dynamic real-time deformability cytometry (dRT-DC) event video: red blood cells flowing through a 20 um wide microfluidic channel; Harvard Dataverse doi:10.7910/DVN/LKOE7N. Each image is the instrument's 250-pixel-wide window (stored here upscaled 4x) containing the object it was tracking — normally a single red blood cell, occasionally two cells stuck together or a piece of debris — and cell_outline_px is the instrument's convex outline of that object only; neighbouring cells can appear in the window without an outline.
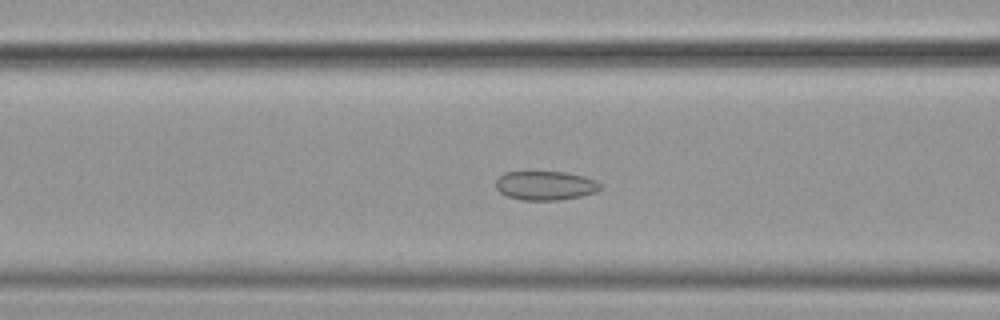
{"species": "common noctule bat (a hibernating species)", "species_latin": "Nyctalus noctula", "temperature_condition": "cold", "stored_images_in_passage": 57, "camera_frame_rate_fps": 3000, "um_per_image_px": 0.085, "animal": {"sex": "female", "body_mass_g": 19.9}, "frame": {"image": 1, "passage_image": 24, "time_ms": 7.667, "image_size_px": [1000, 320], "cell_outline_px": [[600, 188], [596, 192], [580, 196], [556, 200], [520, 200], [508, 196], [500, 192], [496, 188], [496, 180], [504, 172], [564, 172], [584, 176], [596, 180], [600, 184]], "centroid_in_image_um": [46.34, 15.77], "position_along_channel_um": 120.3, "area_um2": 17.57}}
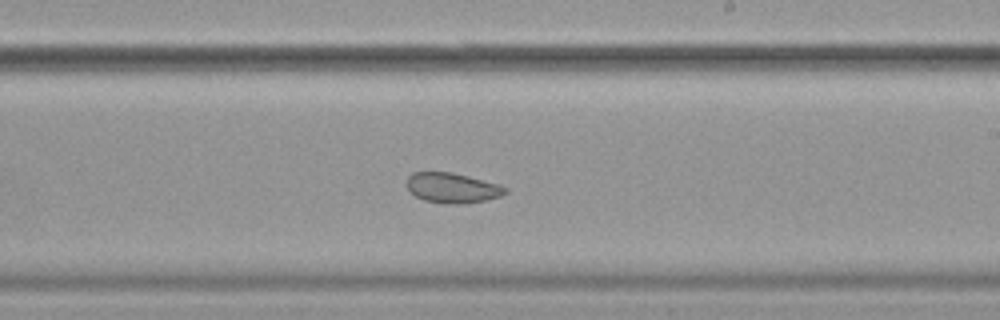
{"frame": {"image": 2, "passage_image": 35, "time_ms": 11.333, "image_size_px": [1000, 320], "cell_outline_px": [[508, 192], [500, 196], [484, 200], [464, 204], [444, 204], [424, 200], [416, 196], [408, 188], [408, 176], [412, 172], [452, 172], [468, 176], [496, 184], [508, 188]], "centroid_in_image_um": [38.44, 15.98], "position_along_channel_um": 250.6, "area_um2": 17.11}}
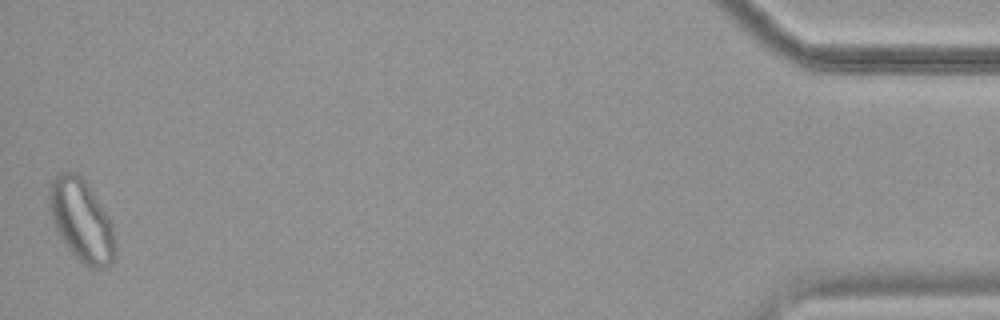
{"frame": {"image": 3, "passage_image": 57, "time_ms": 18.667, "image_size_px": [1000, 320], "cell_outline_px": [[116, 260], [112, 264], [104, 268], [92, 268], [80, 260], [68, 248], [56, 228], [52, 216], [48, 196], [48, 192], [52, 180], [56, 176], [64, 172], [76, 172], [88, 184], [112, 220], [116, 244]], "centroid_in_image_um": [6.99, 18.75], "position_along_channel_um": 428.2, "area_um2": 31.44}, "authors_computed_cell_mechanics": {"area_um2": 21.386, "velocity_mm_per_s": 3.571, "shape_relaxation_time_tau1_ms": null, "shape_relaxation_time_tau2_ms": 4.0129, "deformation_change_tau1": null, "deformation_change_tau2": 0.0637}}